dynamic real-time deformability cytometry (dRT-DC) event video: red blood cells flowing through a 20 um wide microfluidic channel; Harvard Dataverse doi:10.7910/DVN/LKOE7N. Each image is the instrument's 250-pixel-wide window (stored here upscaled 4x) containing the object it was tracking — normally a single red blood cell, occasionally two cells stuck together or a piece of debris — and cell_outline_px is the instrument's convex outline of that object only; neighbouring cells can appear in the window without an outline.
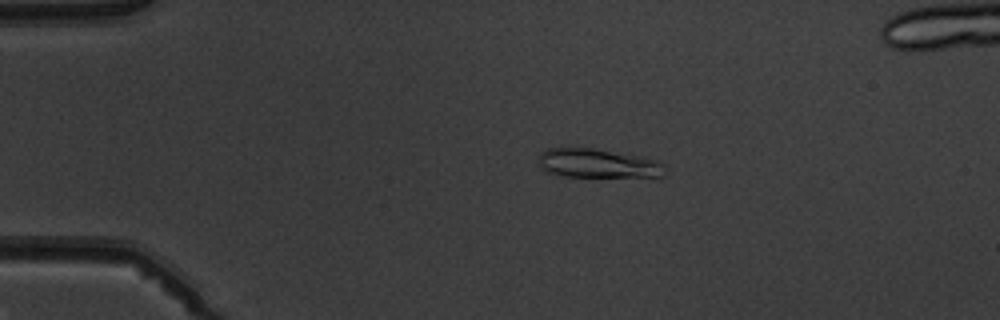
{"species": "common noctule bat (a hibernating species)", "species_latin": "Nyctalus noctula", "temperature_condition": "warm", "stored_images_in_passage": 6, "camera_frame_rate_fps": 3000, "um_per_image_px": 0.085, "animal": {"sex": "male", "body_mass_g": 19.5, "forearm_length_mm": 54.6}, "frame": {"image": 1, "passage_image": 3, "time_ms": 2.333, "image_size_px": [1000, 320], "cell_outline_px": [[664, 176], [660, 180], [564, 176], [548, 172], [540, 168], [536, 156], [540, 152], [548, 148], [568, 144], [640, 156], [660, 160], [664, 164]], "centroid_in_image_um": [50.87, 13.91], "position_along_channel_um": 34.1, "area_um2": 23.47}}
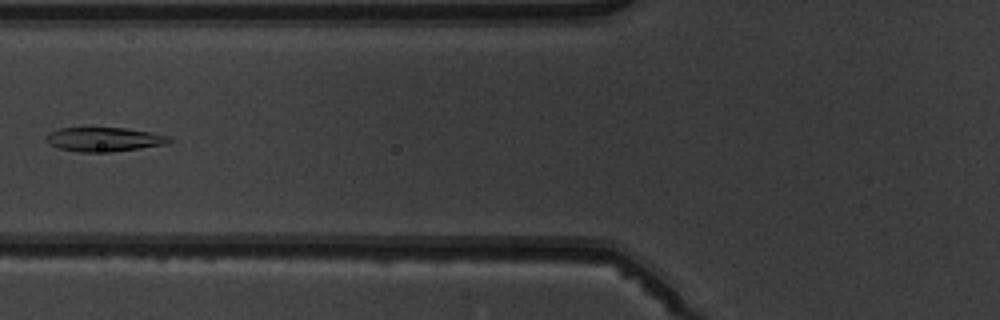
{"frame": {"image": 2, "passage_image": 6, "time_ms": 5.667, "image_size_px": [1000, 320], "cell_outline_px": [[176, 140], [168, 144], [140, 148], [108, 152], [80, 152], [60, 148], [48, 144], [44, 140], [44, 136], [60, 128], [124, 128], [148, 132], [168, 136]], "centroid_in_image_um": [8.86, 11.85], "position_along_channel_um": 116.9, "area_um2": 17.28}}